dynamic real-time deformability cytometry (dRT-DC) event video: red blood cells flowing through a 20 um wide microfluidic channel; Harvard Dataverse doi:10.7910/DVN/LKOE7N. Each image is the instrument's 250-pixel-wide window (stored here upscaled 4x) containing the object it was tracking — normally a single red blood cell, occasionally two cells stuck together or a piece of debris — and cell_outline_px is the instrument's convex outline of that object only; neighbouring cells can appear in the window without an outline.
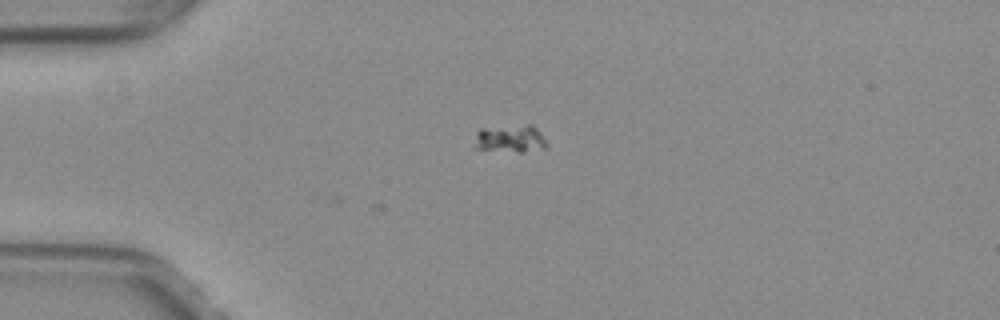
{"species": "common noctule bat (a hibernating species)", "species_latin": "Nyctalus noctula", "temperature_condition": "warm", "stored_images_in_passage": 7, "camera_frame_rate_fps": 3000, "um_per_image_px": 0.085, "animal": {"sex": "female", "body_mass_g": 29.2, "forearm_length_mm": 56.3}, "frame": {"image": 1, "passage_image": 7, "time_ms": 2.0, "image_size_px": [1000, 320], "cell_outline_px": [[548, 148], [524, 152], [516, 152], [476, 148], [472, 144], [476, 132], [480, 128], [528, 124], [532, 124], [540, 132], [548, 144]], "centroid_in_image_um": [43.37, 11.78], "position_along_channel_um": 41.6, "area_um2": 11.96}}